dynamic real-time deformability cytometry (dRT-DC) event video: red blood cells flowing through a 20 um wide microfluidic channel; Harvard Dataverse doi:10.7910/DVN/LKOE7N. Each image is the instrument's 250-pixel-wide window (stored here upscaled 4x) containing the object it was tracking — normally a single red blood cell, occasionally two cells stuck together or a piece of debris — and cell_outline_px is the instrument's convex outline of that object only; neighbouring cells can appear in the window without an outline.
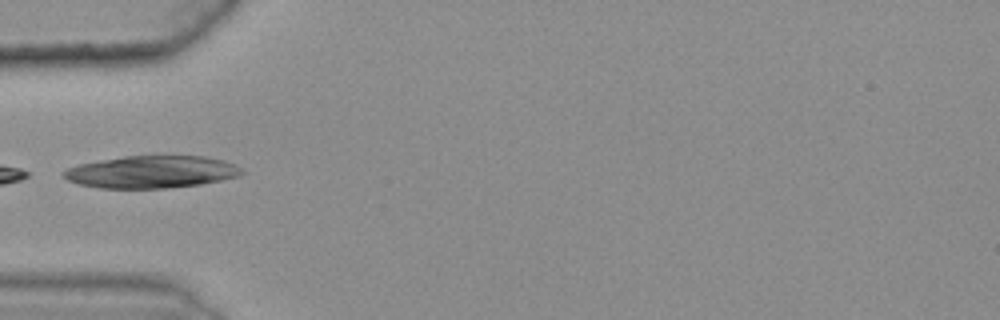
{"species": "common noctule bat (a hibernating species)", "species_latin": "Nyctalus noctula", "temperature_condition": "warm", "stored_images_in_passage": 24, "camera_frame_rate_fps": 3000, "um_per_image_px": 0.085, "animal": {"sex": "female", "body_mass_g": 25.1}, "frame": {"image": 1, "passage_image": 1, "time_ms": 0.0, "image_size_px": [1000, 320], "cell_outline_px": [[244, 172], [240, 176], [200, 184], [168, 188], [100, 188], [80, 184], [68, 180], [60, 172], [68, 168], [80, 164], [100, 160], [124, 156], [204, 156], [224, 160], [236, 164]], "centroid_in_image_um": [12.9, 14.61], "position_along_channel_um": 72.1, "area_um2": 33.47}}
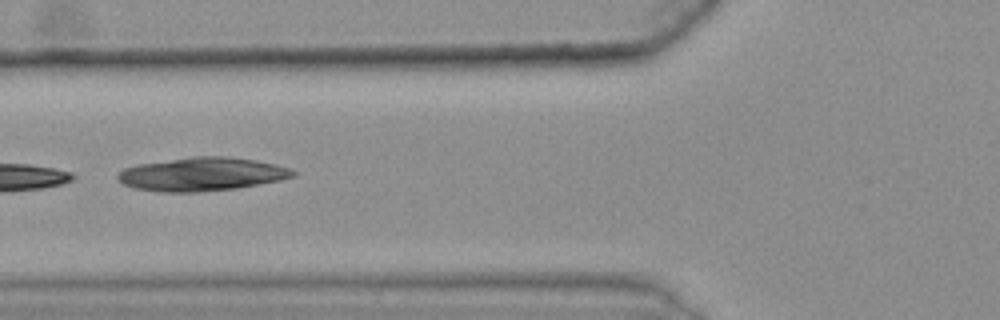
{"frame": {"image": 2, "passage_image": 4, "time_ms": 1.0, "image_size_px": [1000, 320], "cell_outline_px": [[296, 176], [280, 180], [236, 188], [196, 192], [160, 192], [136, 188], [124, 184], [116, 176], [124, 168], [136, 164], [192, 156], [228, 156], [256, 160], [276, 164], [288, 168], [296, 172]], "centroid_in_image_um": [17.16, 14.79], "position_along_channel_um": 108.6, "area_um2": 34.16}}